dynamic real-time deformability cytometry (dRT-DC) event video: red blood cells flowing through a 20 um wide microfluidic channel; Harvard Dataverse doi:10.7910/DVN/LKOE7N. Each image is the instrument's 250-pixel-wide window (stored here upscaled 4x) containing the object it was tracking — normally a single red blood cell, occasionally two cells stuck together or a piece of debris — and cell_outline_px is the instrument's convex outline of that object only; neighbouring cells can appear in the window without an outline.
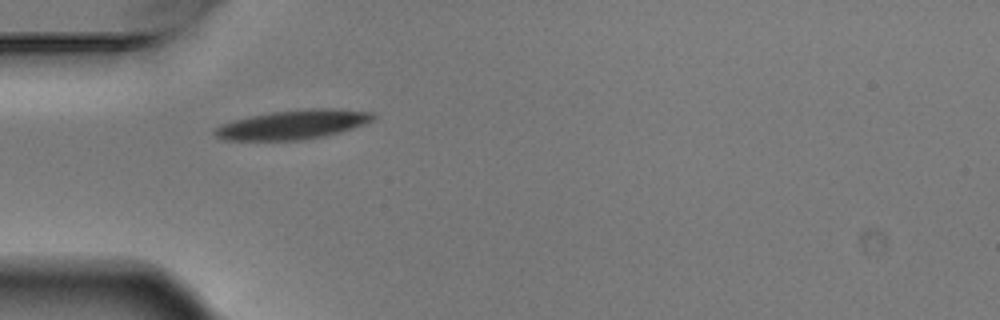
{"species": "Egyptian fruit bat (a non-hibernating species)", "species_latin": "Rousettus aegyptiacus", "temperature_condition": "warm", "stored_images_in_passage": 2, "camera_frame_rate_fps": 3000, "um_per_image_px": 0.085, "animal": {"sex": "male"}, "frame": {"image": 1, "passage_image": 1, "time_ms": 0.0, "image_size_px": [1000, 320], "cell_outline_px": [[376, 116], [372, 120], [364, 124], [340, 132], [324, 136], [300, 140], [228, 140], [216, 136], [212, 132], [216, 128], [224, 124], [248, 116], [272, 112], [308, 108], [340, 108], [372, 112]], "centroid_in_image_um": [24.96, 10.58], "position_along_channel_um": 60.0, "area_um2": 26.82}}
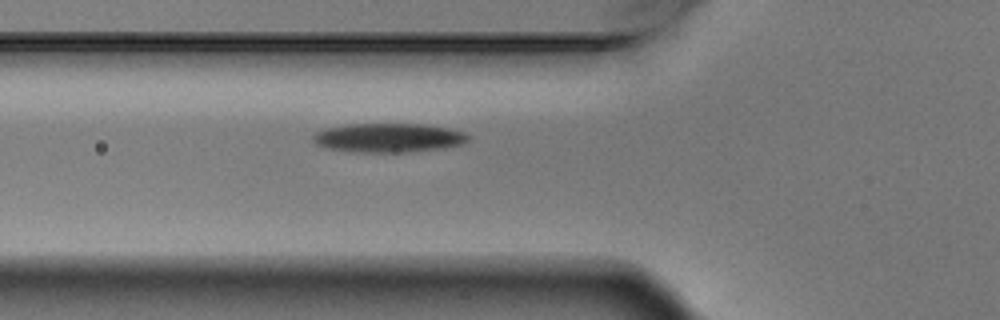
{"frame": {"image": 2, "passage_image": 2, "time_ms": 0.333, "image_size_px": [1000, 320], "cell_outline_px": [[472, 136], [468, 140], [460, 144], [436, 148], [404, 152], [360, 152], [324, 148], [316, 144], [312, 140], [312, 136], [316, 132], [324, 128], [348, 124], [424, 124], [448, 128], [464, 132]], "centroid_in_image_um": [32.97, 11.7], "position_along_channel_um": 92.8, "area_um2": 26.13}}